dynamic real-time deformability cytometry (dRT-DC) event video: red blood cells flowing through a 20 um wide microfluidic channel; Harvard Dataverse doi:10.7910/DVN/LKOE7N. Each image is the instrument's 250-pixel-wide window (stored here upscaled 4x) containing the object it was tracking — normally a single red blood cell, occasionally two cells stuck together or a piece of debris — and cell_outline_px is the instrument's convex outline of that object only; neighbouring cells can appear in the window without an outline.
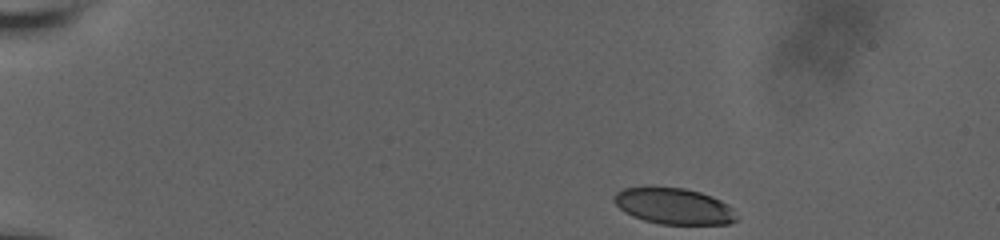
{"species": "human", "species_latin": "Homo sapiens", "temperature_condition": "room temperature", "stored_images_in_passage": 47, "camera_frame_rate_fps": 3000, "um_per_image_px": 0.085, "donor": {"sex": "male"}, "frame": {"image": 1, "passage_image": 1, "time_ms": 0.0, "image_size_px": [1000, 240], "cell_outline_px": [[740, 216], [736, 220], [728, 224], [660, 224], [644, 220], [632, 216], [620, 208], [612, 200], [612, 196], [616, 192], [624, 188], [644, 184], [648, 184], [684, 188], [700, 192], [712, 196], [728, 204]], "centroid_in_image_um": [57.24, 17.48], "position_along_channel_um": 27.8, "area_um2": 26.65}}
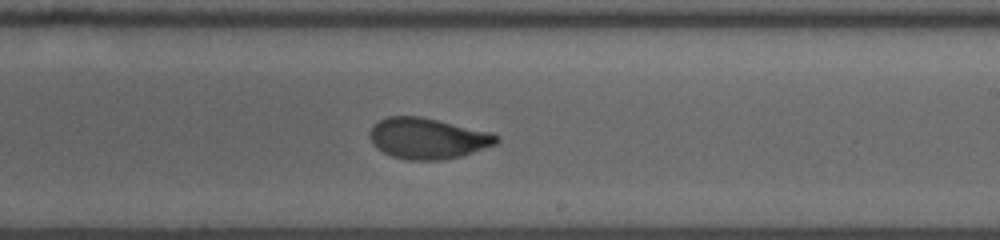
{"frame": {"image": 2, "passage_image": 27, "time_ms": 8.667, "image_size_px": [1000, 240], "cell_outline_px": [[500, 140], [496, 144], [460, 156], [440, 160], [408, 160], [392, 156], [376, 148], [372, 144], [368, 136], [368, 132], [372, 124], [388, 116], [420, 116], [492, 132], [500, 136]], "centroid_in_image_um": [36.32, 11.75], "position_along_channel_um": 252.7, "area_um2": 30.4}}
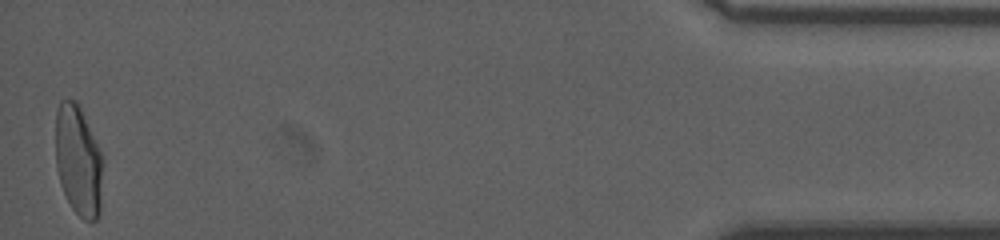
{"frame": {"image": 3, "passage_image": 47, "time_ms": 15.333, "image_size_px": [1000, 240], "cell_outline_px": [[104, 160], [100, 212], [96, 220], [92, 224], [84, 220], [72, 208], [60, 184], [56, 168], [56, 112], [60, 100], [76, 100], [80, 108]], "centroid_in_image_um": [6.67, 13.71], "position_along_channel_um": 428.5, "area_um2": 30.63}, "authors_computed_cell_mechanics": {"area_um2": 30.345, "velocity_mm_per_s": 3.837, "shape_relaxation_time_tau1_ms": 5.874, "shape_relaxation_time_tau2_ms": 0.8551, "deformation_change_tau1": 0.209, "deformation_change_tau2": 0.0565}}